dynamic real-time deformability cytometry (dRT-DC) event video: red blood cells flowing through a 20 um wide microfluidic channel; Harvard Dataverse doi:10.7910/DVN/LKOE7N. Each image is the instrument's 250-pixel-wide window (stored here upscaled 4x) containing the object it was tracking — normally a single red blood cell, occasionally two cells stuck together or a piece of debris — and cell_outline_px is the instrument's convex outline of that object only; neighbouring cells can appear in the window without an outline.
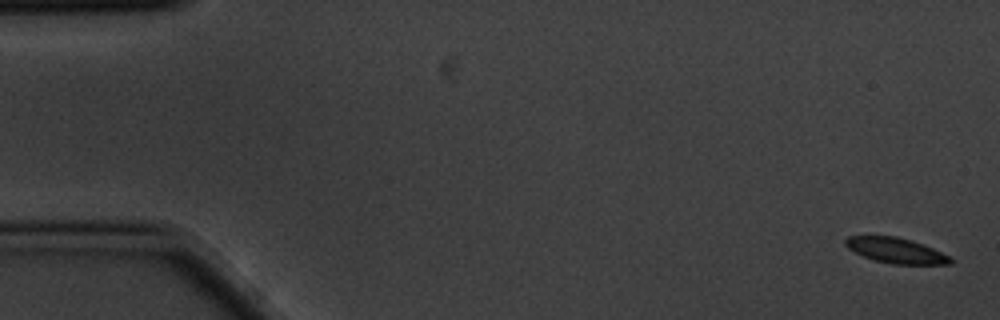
{"species": "common noctule bat (a hibernating species)", "species_latin": "Nyctalus noctula", "temperature_condition": "cold", "stored_images_in_passage": 6, "camera_frame_rate_fps": 3000, "um_per_image_px": 0.085, "animal": {"sex": "male", "body_mass_g": 20.1, "forearm_length_mm": 53.5}, "frame": {"image": 1, "passage_image": 1, "time_ms": 0.0, "image_size_px": [1000, 320], "cell_outline_px": [[952, 264], [892, 264], [872, 260], [848, 248], [844, 244], [844, 240], [848, 236], [896, 236], [924, 244], [948, 256], [952, 260]], "centroid_in_image_um": [76.12, 21.29], "position_along_channel_um": 8.9, "area_um2": 15.37}}
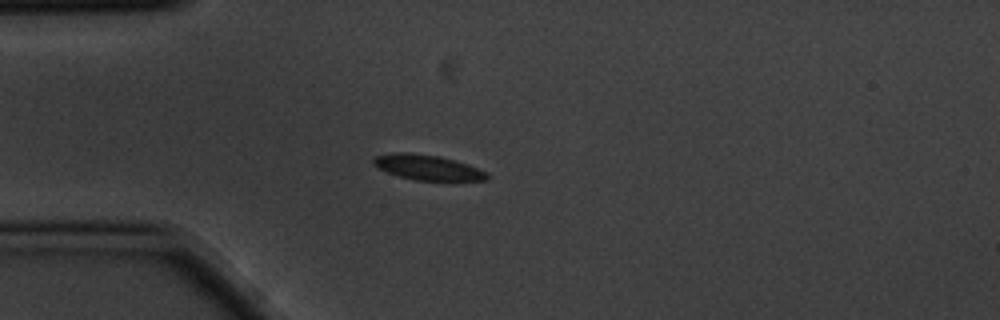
{"frame": {"image": 2, "passage_image": 5, "time_ms": 1.333, "image_size_px": [1000, 320], "cell_outline_px": [[488, 180], [452, 184], [416, 180], [400, 176], [388, 172], [372, 164], [372, 160], [376, 156], [396, 152], [408, 152], [440, 156], [468, 164], [488, 172]], "centroid_in_image_um": [36.48, 14.29], "position_along_channel_um": 48.5, "area_um2": 17.51}}